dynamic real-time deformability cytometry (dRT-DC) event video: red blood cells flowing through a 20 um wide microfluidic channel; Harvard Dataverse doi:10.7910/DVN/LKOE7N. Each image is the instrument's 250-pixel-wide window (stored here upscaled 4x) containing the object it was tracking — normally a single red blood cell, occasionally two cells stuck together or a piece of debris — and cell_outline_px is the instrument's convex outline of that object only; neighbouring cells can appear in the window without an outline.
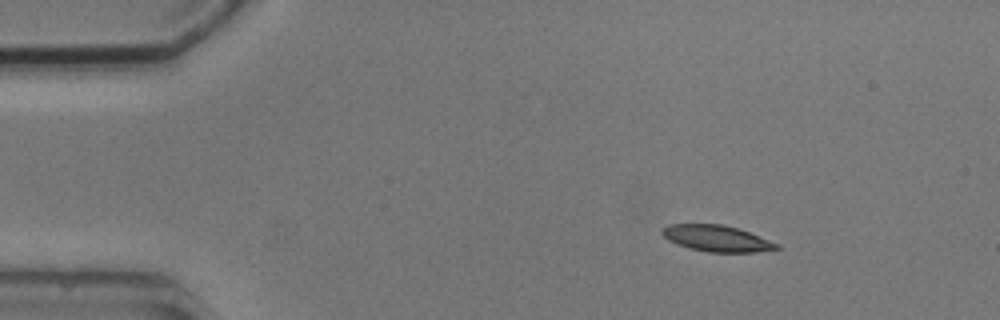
{"species": "common noctule bat (a hibernating species)", "species_latin": "Nyctalus noctula", "temperature_condition": "cold", "stored_images_in_passage": 3, "camera_frame_rate_fps": 3000, "um_per_image_px": 0.085, "animal": {"sex": "male", "body_mass_g": 20.5, "forearm_length_mm": 52.5}, "frame": {"image": 1, "passage_image": 1, "time_ms": 0.0, "image_size_px": [1000, 320], "cell_outline_px": [[780, 248], [756, 252], [708, 252], [692, 248], [668, 240], [660, 232], [668, 224], [724, 224], [748, 232], [780, 244]], "centroid_in_image_um": [60.94, 20.26], "position_along_channel_um": 24.1, "area_um2": 17.22}}